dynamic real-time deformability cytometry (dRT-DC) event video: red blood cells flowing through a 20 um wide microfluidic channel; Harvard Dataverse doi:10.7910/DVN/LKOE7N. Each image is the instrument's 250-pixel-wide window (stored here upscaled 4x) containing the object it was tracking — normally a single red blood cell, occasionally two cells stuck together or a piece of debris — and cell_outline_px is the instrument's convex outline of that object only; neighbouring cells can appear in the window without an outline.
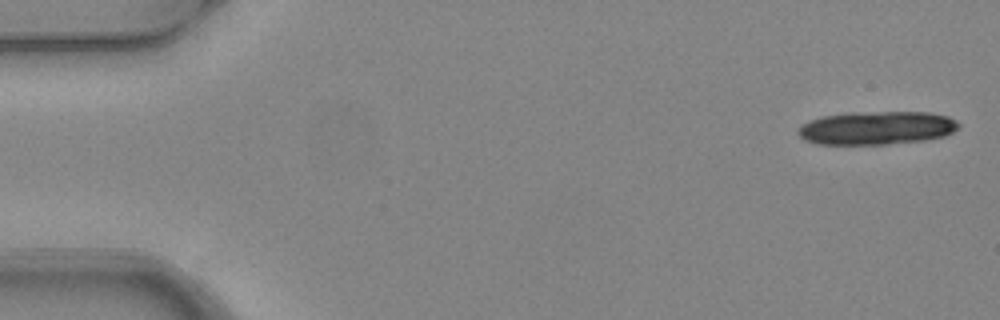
{"species": "common noctule bat (a hibernating species)", "species_latin": "Nyctalus noctula", "temperature_condition": "warm", "stored_images_in_passage": 4, "camera_frame_rate_fps": 3000, "um_per_image_px": 0.085, "animal": {"sex": "female", "body_mass_g": 24.6, "forearm_length_mm": 56.2}, "frame": {"image": 1, "passage_image": 1, "time_ms": 0.0, "image_size_px": [1000, 320], "cell_outline_px": [[960, 124], [952, 132], [944, 136], [924, 140], [888, 144], [820, 144], [804, 140], [796, 132], [796, 128], [800, 124], [808, 120], [820, 116], [848, 112], [928, 112], [948, 116], [956, 120]], "centroid_in_image_um": [74.45, 10.86], "position_along_channel_um": 10.5, "area_um2": 31.5}}